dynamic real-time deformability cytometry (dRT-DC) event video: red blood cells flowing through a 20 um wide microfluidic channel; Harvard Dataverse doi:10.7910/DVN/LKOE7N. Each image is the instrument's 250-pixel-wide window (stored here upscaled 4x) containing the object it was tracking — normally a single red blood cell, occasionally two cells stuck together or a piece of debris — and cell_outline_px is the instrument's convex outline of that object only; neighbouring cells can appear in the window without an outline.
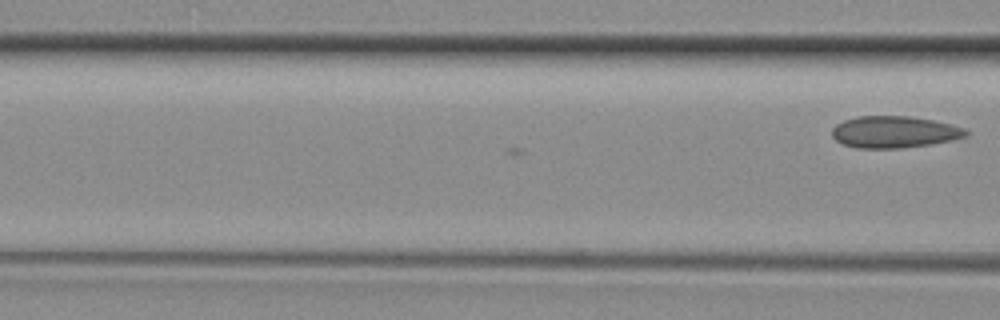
{"species": "common noctule bat (a hibernating species)", "species_latin": "Nyctalus noctula", "temperature_condition": "room temperature", "stored_images_in_passage": 5, "camera_frame_rate_fps": 3000, "um_per_image_px": 0.085, "animal": {"sex": "female", "body_mass_g": 29.2, "forearm_length_mm": 56.3}, "frame": {"image": 1, "passage_image": 5, "time_ms": 1.333, "image_size_px": [1000, 320], "cell_outline_px": [[968, 136], [952, 140], [928, 144], [900, 148], [856, 148], [844, 144], [836, 140], [832, 136], [832, 128], [836, 124], [844, 120], [856, 116], [908, 116], [932, 120], [964, 128], [968, 132]], "centroid_in_image_um": [75.98, 11.21], "position_along_channel_um": 90.6, "area_um2": 24.62}}